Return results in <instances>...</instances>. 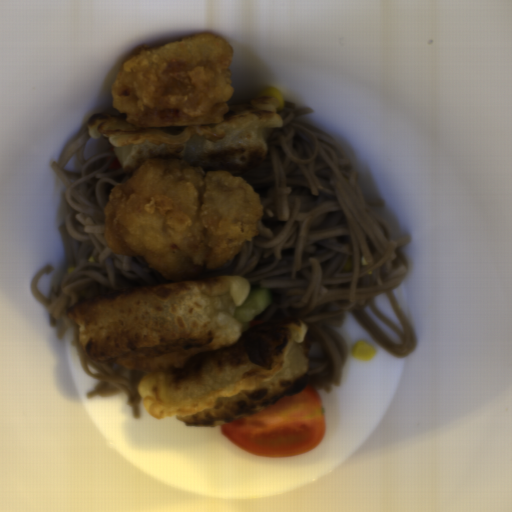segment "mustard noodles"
Returning a JSON list of instances; mask_svg holds the SVG:
<instances>
[{
	"instance_id": "0af2e427",
	"label": "mustard noodles",
	"mask_w": 512,
	"mask_h": 512,
	"mask_svg": "<svg viewBox=\"0 0 512 512\" xmlns=\"http://www.w3.org/2000/svg\"><path fill=\"white\" fill-rule=\"evenodd\" d=\"M311 112L313 108L296 107L289 100L275 110L283 125L274 129L263 162L236 176L260 195L259 234L232 261L217 268L204 264L191 280L241 276L250 286L268 288L271 303L250 320L306 323L311 343L321 347L320 356L309 355L308 384L330 394L341 385L350 354L334 329L343 325L345 312L397 359L415 351V332L392 292L409 271L401 249L412 236L393 239L374 208L383 206L384 199H366L359 174L341 147L299 120ZM363 255L368 266L360 265ZM348 259L353 262L350 271L344 269ZM381 293L388 296L405 333L374 309L373 298ZM366 306L401 336L402 344L381 331L365 314Z\"/></svg>"
},
{
	"instance_id": "7f7daa86",
	"label": "mustard noodles",
	"mask_w": 512,
	"mask_h": 512,
	"mask_svg": "<svg viewBox=\"0 0 512 512\" xmlns=\"http://www.w3.org/2000/svg\"><path fill=\"white\" fill-rule=\"evenodd\" d=\"M91 137L87 122L61 152L59 161L54 160L50 164L65 187L68 211L57 228L66 255V270L52 285L48 298L40 294L37 284L44 274L54 270L53 265H45L34 275L30 291L45 308L51 326L56 328L57 339H63L66 330L73 329L71 345L76 349L82 370L98 382L86 394L87 399L125 394L133 417L139 419L143 398L137 385L145 371L92 359L81 348L77 325L68 317L67 311L85 300L129 286L174 281L150 268L143 257L119 255L108 248L104 240V209L111 190L128 181L132 175L125 173L122 166L118 170H108L116 156L110 150L85 160L83 151Z\"/></svg>"
}]
</instances>
